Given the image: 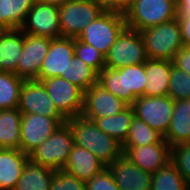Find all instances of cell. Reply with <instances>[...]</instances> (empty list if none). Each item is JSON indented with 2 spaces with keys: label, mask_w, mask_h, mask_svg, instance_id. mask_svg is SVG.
Here are the masks:
<instances>
[{
  "label": "cell",
  "mask_w": 190,
  "mask_h": 190,
  "mask_svg": "<svg viewBox=\"0 0 190 190\" xmlns=\"http://www.w3.org/2000/svg\"><path fill=\"white\" fill-rule=\"evenodd\" d=\"M75 56L82 59L97 73L105 68V55L91 45L74 38Z\"/></svg>",
  "instance_id": "cell-34"
},
{
  "label": "cell",
  "mask_w": 190,
  "mask_h": 190,
  "mask_svg": "<svg viewBox=\"0 0 190 190\" xmlns=\"http://www.w3.org/2000/svg\"><path fill=\"white\" fill-rule=\"evenodd\" d=\"M73 146V133L68 124L64 123L32 150L28 157L32 162L56 171L65 166Z\"/></svg>",
  "instance_id": "cell-5"
},
{
  "label": "cell",
  "mask_w": 190,
  "mask_h": 190,
  "mask_svg": "<svg viewBox=\"0 0 190 190\" xmlns=\"http://www.w3.org/2000/svg\"><path fill=\"white\" fill-rule=\"evenodd\" d=\"M175 101L170 96L137 97L130 105L134 115L152 129L166 135L171 122Z\"/></svg>",
  "instance_id": "cell-8"
},
{
  "label": "cell",
  "mask_w": 190,
  "mask_h": 190,
  "mask_svg": "<svg viewBox=\"0 0 190 190\" xmlns=\"http://www.w3.org/2000/svg\"><path fill=\"white\" fill-rule=\"evenodd\" d=\"M168 96L174 101L190 99V75L172 66Z\"/></svg>",
  "instance_id": "cell-33"
},
{
  "label": "cell",
  "mask_w": 190,
  "mask_h": 190,
  "mask_svg": "<svg viewBox=\"0 0 190 190\" xmlns=\"http://www.w3.org/2000/svg\"><path fill=\"white\" fill-rule=\"evenodd\" d=\"M104 11H113L124 14L130 0H94Z\"/></svg>",
  "instance_id": "cell-38"
},
{
  "label": "cell",
  "mask_w": 190,
  "mask_h": 190,
  "mask_svg": "<svg viewBox=\"0 0 190 190\" xmlns=\"http://www.w3.org/2000/svg\"><path fill=\"white\" fill-rule=\"evenodd\" d=\"M185 190H190V182H186Z\"/></svg>",
  "instance_id": "cell-43"
},
{
  "label": "cell",
  "mask_w": 190,
  "mask_h": 190,
  "mask_svg": "<svg viewBox=\"0 0 190 190\" xmlns=\"http://www.w3.org/2000/svg\"><path fill=\"white\" fill-rule=\"evenodd\" d=\"M24 46L21 29L0 30V71L16 74Z\"/></svg>",
  "instance_id": "cell-21"
},
{
  "label": "cell",
  "mask_w": 190,
  "mask_h": 190,
  "mask_svg": "<svg viewBox=\"0 0 190 190\" xmlns=\"http://www.w3.org/2000/svg\"><path fill=\"white\" fill-rule=\"evenodd\" d=\"M35 1L60 7L63 3L69 2L71 0H35Z\"/></svg>",
  "instance_id": "cell-42"
},
{
  "label": "cell",
  "mask_w": 190,
  "mask_h": 190,
  "mask_svg": "<svg viewBox=\"0 0 190 190\" xmlns=\"http://www.w3.org/2000/svg\"><path fill=\"white\" fill-rule=\"evenodd\" d=\"M184 47L190 48V15H177Z\"/></svg>",
  "instance_id": "cell-40"
},
{
  "label": "cell",
  "mask_w": 190,
  "mask_h": 190,
  "mask_svg": "<svg viewBox=\"0 0 190 190\" xmlns=\"http://www.w3.org/2000/svg\"><path fill=\"white\" fill-rule=\"evenodd\" d=\"M173 65V61L170 60L148 59L145 62V74L148 82L145 84L144 96H168Z\"/></svg>",
  "instance_id": "cell-19"
},
{
  "label": "cell",
  "mask_w": 190,
  "mask_h": 190,
  "mask_svg": "<svg viewBox=\"0 0 190 190\" xmlns=\"http://www.w3.org/2000/svg\"><path fill=\"white\" fill-rule=\"evenodd\" d=\"M124 16L127 28L140 32L177 18V1L130 0Z\"/></svg>",
  "instance_id": "cell-2"
},
{
  "label": "cell",
  "mask_w": 190,
  "mask_h": 190,
  "mask_svg": "<svg viewBox=\"0 0 190 190\" xmlns=\"http://www.w3.org/2000/svg\"><path fill=\"white\" fill-rule=\"evenodd\" d=\"M67 80L80 87L84 92L98 83V73L82 59L74 56L67 68Z\"/></svg>",
  "instance_id": "cell-30"
},
{
  "label": "cell",
  "mask_w": 190,
  "mask_h": 190,
  "mask_svg": "<svg viewBox=\"0 0 190 190\" xmlns=\"http://www.w3.org/2000/svg\"><path fill=\"white\" fill-rule=\"evenodd\" d=\"M155 143H167L164 136L152 129L145 121L134 116L129 134L122 147H135Z\"/></svg>",
  "instance_id": "cell-28"
},
{
  "label": "cell",
  "mask_w": 190,
  "mask_h": 190,
  "mask_svg": "<svg viewBox=\"0 0 190 190\" xmlns=\"http://www.w3.org/2000/svg\"><path fill=\"white\" fill-rule=\"evenodd\" d=\"M177 15H190V0H176Z\"/></svg>",
  "instance_id": "cell-41"
},
{
  "label": "cell",
  "mask_w": 190,
  "mask_h": 190,
  "mask_svg": "<svg viewBox=\"0 0 190 190\" xmlns=\"http://www.w3.org/2000/svg\"><path fill=\"white\" fill-rule=\"evenodd\" d=\"M51 38L24 33V46L18 62L16 75L23 80H38L39 71L47 55Z\"/></svg>",
  "instance_id": "cell-14"
},
{
  "label": "cell",
  "mask_w": 190,
  "mask_h": 190,
  "mask_svg": "<svg viewBox=\"0 0 190 190\" xmlns=\"http://www.w3.org/2000/svg\"><path fill=\"white\" fill-rule=\"evenodd\" d=\"M147 60L148 56L140 32L126 28L105 56V67L118 69L139 65Z\"/></svg>",
  "instance_id": "cell-6"
},
{
  "label": "cell",
  "mask_w": 190,
  "mask_h": 190,
  "mask_svg": "<svg viewBox=\"0 0 190 190\" xmlns=\"http://www.w3.org/2000/svg\"><path fill=\"white\" fill-rule=\"evenodd\" d=\"M120 190H151L152 175L121 156L108 166Z\"/></svg>",
  "instance_id": "cell-17"
},
{
  "label": "cell",
  "mask_w": 190,
  "mask_h": 190,
  "mask_svg": "<svg viewBox=\"0 0 190 190\" xmlns=\"http://www.w3.org/2000/svg\"><path fill=\"white\" fill-rule=\"evenodd\" d=\"M164 140L170 147L190 142V99L175 101L171 122Z\"/></svg>",
  "instance_id": "cell-22"
},
{
  "label": "cell",
  "mask_w": 190,
  "mask_h": 190,
  "mask_svg": "<svg viewBox=\"0 0 190 190\" xmlns=\"http://www.w3.org/2000/svg\"><path fill=\"white\" fill-rule=\"evenodd\" d=\"M134 116L133 108L128 106L114 116L89 120L93 121L101 131L123 144L128 137Z\"/></svg>",
  "instance_id": "cell-25"
},
{
  "label": "cell",
  "mask_w": 190,
  "mask_h": 190,
  "mask_svg": "<svg viewBox=\"0 0 190 190\" xmlns=\"http://www.w3.org/2000/svg\"><path fill=\"white\" fill-rule=\"evenodd\" d=\"M23 81L15 73L0 71V110L18 108Z\"/></svg>",
  "instance_id": "cell-29"
},
{
  "label": "cell",
  "mask_w": 190,
  "mask_h": 190,
  "mask_svg": "<svg viewBox=\"0 0 190 190\" xmlns=\"http://www.w3.org/2000/svg\"><path fill=\"white\" fill-rule=\"evenodd\" d=\"M104 10L94 0H71L59 7L61 36L77 38Z\"/></svg>",
  "instance_id": "cell-7"
},
{
  "label": "cell",
  "mask_w": 190,
  "mask_h": 190,
  "mask_svg": "<svg viewBox=\"0 0 190 190\" xmlns=\"http://www.w3.org/2000/svg\"><path fill=\"white\" fill-rule=\"evenodd\" d=\"M104 168L106 166L94 154L74 144L62 170L86 182Z\"/></svg>",
  "instance_id": "cell-18"
},
{
  "label": "cell",
  "mask_w": 190,
  "mask_h": 190,
  "mask_svg": "<svg viewBox=\"0 0 190 190\" xmlns=\"http://www.w3.org/2000/svg\"><path fill=\"white\" fill-rule=\"evenodd\" d=\"M171 163L182 174L185 182H190V142L171 147Z\"/></svg>",
  "instance_id": "cell-35"
},
{
  "label": "cell",
  "mask_w": 190,
  "mask_h": 190,
  "mask_svg": "<svg viewBox=\"0 0 190 190\" xmlns=\"http://www.w3.org/2000/svg\"><path fill=\"white\" fill-rule=\"evenodd\" d=\"M29 157L20 149L0 148V190H14Z\"/></svg>",
  "instance_id": "cell-20"
},
{
  "label": "cell",
  "mask_w": 190,
  "mask_h": 190,
  "mask_svg": "<svg viewBox=\"0 0 190 190\" xmlns=\"http://www.w3.org/2000/svg\"><path fill=\"white\" fill-rule=\"evenodd\" d=\"M35 0H0V30L20 29Z\"/></svg>",
  "instance_id": "cell-26"
},
{
  "label": "cell",
  "mask_w": 190,
  "mask_h": 190,
  "mask_svg": "<svg viewBox=\"0 0 190 190\" xmlns=\"http://www.w3.org/2000/svg\"><path fill=\"white\" fill-rule=\"evenodd\" d=\"M185 186L182 174L171 161L152 175L151 190H185Z\"/></svg>",
  "instance_id": "cell-31"
},
{
  "label": "cell",
  "mask_w": 190,
  "mask_h": 190,
  "mask_svg": "<svg viewBox=\"0 0 190 190\" xmlns=\"http://www.w3.org/2000/svg\"><path fill=\"white\" fill-rule=\"evenodd\" d=\"M126 28L124 14L104 11L81 31L77 39L93 46L106 56Z\"/></svg>",
  "instance_id": "cell-4"
},
{
  "label": "cell",
  "mask_w": 190,
  "mask_h": 190,
  "mask_svg": "<svg viewBox=\"0 0 190 190\" xmlns=\"http://www.w3.org/2000/svg\"><path fill=\"white\" fill-rule=\"evenodd\" d=\"M86 190H120L108 167L85 182Z\"/></svg>",
  "instance_id": "cell-37"
},
{
  "label": "cell",
  "mask_w": 190,
  "mask_h": 190,
  "mask_svg": "<svg viewBox=\"0 0 190 190\" xmlns=\"http://www.w3.org/2000/svg\"><path fill=\"white\" fill-rule=\"evenodd\" d=\"M50 190H86V187L84 181L60 169L54 171Z\"/></svg>",
  "instance_id": "cell-36"
},
{
  "label": "cell",
  "mask_w": 190,
  "mask_h": 190,
  "mask_svg": "<svg viewBox=\"0 0 190 190\" xmlns=\"http://www.w3.org/2000/svg\"><path fill=\"white\" fill-rule=\"evenodd\" d=\"M74 56V38L61 36L51 39L47 55L39 71V81L58 76L67 80L69 61Z\"/></svg>",
  "instance_id": "cell-13"
},
{
  "label": "cell",
  "mask_w": 190,
  "mask_h": 190,
  "mask_svg": "<svg viewBox=\"0 0 190 190\" xmlns=\"http://www.w3.org/2000/svg\"><path fill=\"white\" fill-rule=\"evenodd\" d=\"M123 156L146 172L154 174L171 161V147L167 143L122 147Z\"/></svg>",
  "instance_id": "cell-16"
},
{
  "label": "cell",
  "mask_w": 190,
  "mask_h": 190,
  "mask_svg": "<svg viewBox=\"0 0 190 190\" xmlns=\"http://www.w3.org/2000/svg\"><path fill=\"white\" fill-rule=\"evenodd\" d=\"M58 111L67 119L80 116L84 91L61 76L41 80Z\"/></svg>",
  "instance_id": "cell-10"
},
{
  "label": "cell",
  "mask_w": 190,
  "mask_h": 190,
  "mask_svg": "<svg viewBox=\"0 0 190 190\" xmlns=\"http://www.w3.org/2000/svg\"><path fill=\"white\" fill-rule=\"evenodd\" d=\"M21 120L18 108L0 110V148L20 149Z\"/></svg>",
  "instance_id": "cell-23"
},
{
  "label": "cell",
  "mask_w": 190,
  "mask_h": 190,
  "mask_svg": "<svg viewBox=\"0 0 190 190\" xmlns=\"http://www.w3.org/2000/svg\"><path fill=\"white\" fill-rule=\"evenodd\" d=\"M20 29L32 36L51 39L61 37L59 7L36 1Z\"/></svg>",
  "instance_id": "cell-11"
},
{
  "label": "cell",
  "mask_w": 190,
  "mask_h": 190,
  "mask_svg": "<svg viewBox=\"0 0 190 190\" xmlns=\"http://www.w3.org/2000/svg\"><path fill=\"white\" fill-rule=\"evenodd\" d=\"M54 171L28 160L14 190H50Z\"/></svg>",
  "instance_id": "cell-24"
},
{
  "label": "cell",
  "mask_w": 190,
  "mask_h": 190,
  "mask_svg": "<svg viewBox=\"0 0 190 190\" xmlns=\"http://www.w3.org/2000/svg\"><path fill=\"white\" fill-rule=\"evenodd\" d=\"M98 84L129 106L132 104V93H126L125 67L118 69L105 67L98 73Z\"/></svg>",
  "instance_id": "cell-27"
},
{
  "label": "cell",
  "mask_w": 190,
  "mask_h": 190,
  "mask_svg": "<svg viewBox=\"0 0 190 190\" xmlns=\"http://www.w3.org/2000/svg\"><path fill=\"white\" fill-rule=\"evenodd\" d=\"M59 126L61 124L54 118L39 114H22L20 150L28 155Z\"/></svg>",
  "instance_id": "cell-15"
},
{
  "label": "cell",
  "mask_w": 190,
  "mask_h": 190,
  "mask_svg": "<svg viewBox=\"0 0 190 190\" xmlns=\"http://www.w3.org/2000/svg\"><path fill=\"white\" fill-rule=\"evenodd\" d=\"M18 109L22 114H39L56 119L61 125L66 118L58 111L41 81L24 80Z\"/></svg>",
  "instance_id": "cell-9"
},
{
  "label": "cell",
  "mask_w": 190,
  "mask_h": 190,
  "mask_svg": "<svg viewBox=\"0 0 190 190\" xmlns=\"http://www.w3.org/2000/svg\"><path fill=\"white\" fill-rule=\"evenodd\" d=\"M73 133L74 144L94 154L106 167L123 155L122 144L101 131L96 124L84 117L66 119Z\"/></svg>",
  "instance_id": "cell-1"
},
{
  "label": "cell",
  "mask_w": 190,
  "mask_h": 190,
  "mask_svg": "<svg viewBox=\"0 0 190 190\" xmlns=\"http://www.w3.org/2000/svg\"><path fill=\"white\" fill-rule=\"evenodd\" d=\"M126 93H132V103L137 97L144 96L145 84L148 82L145 74V63L125 67Z\"/></svg>",
  "instance_id": "cell-32"
},
{
  "label": "cell",
  "mask_w": 190,
  "mask_h": 190,
  "mask_svg": "<svg viewBox=\"0 0 190 190\" xmlns=\"http://www.w3.org/2000/svg\"><path fill=\"white\" fill-rule=\"evenodd\" d=\"M148 59L173 61L183 47L178 18L140 31Z\"/></svg>",
  "instance_id": "cell-3"
},
{
  "label": "cell",
  "mask_w": 190,
  "mask_h": 190,
  "mask_svg": "<svg viewBox=\"0 0 190 190\" xmlns=\"http://www.w3.org/2000/svg\"><path fill=\"white\" fill-rule=\"evenodd\" d=\"M173 64L190 75V48L183 46L175 55Z\"/></svg>",
  "instance_id": "cell-39"
},
{
  "label": "cell",
  "mask_w": 190,
  "mask_h": 190,
  "mask_svg": "<svg viewBox=\"0 0 190 190\" xmlns=\"http://www.w3.org/2000/svg\"><path fill=\"white\" fill-rule=\"evenodd\" d=\"M128 106L97 83L84 92L81 116L86 119L110 117L121 113Z\"/></svg>",
  "instance_id": "cell-12"
}]
</instances>
